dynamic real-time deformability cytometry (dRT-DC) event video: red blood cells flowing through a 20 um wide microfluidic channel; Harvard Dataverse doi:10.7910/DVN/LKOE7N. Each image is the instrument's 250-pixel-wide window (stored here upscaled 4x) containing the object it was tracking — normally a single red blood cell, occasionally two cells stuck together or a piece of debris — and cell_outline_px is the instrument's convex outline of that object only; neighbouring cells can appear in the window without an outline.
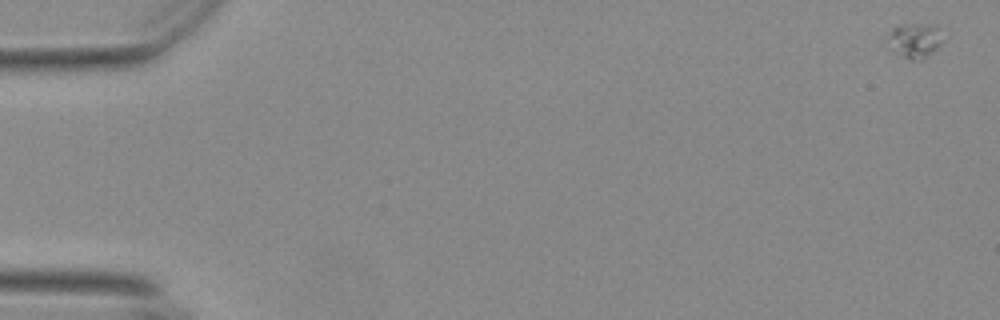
{"species": "Egyptian fruit bat (a non-hibernating species)", "species_latin": "Rousettus aegyptiacus", "temperature_condition": "warm", "stored_images_in_passage": 9, "camera_frame_rate_fps": 3000, "um_per_image_px": 0.085, "animal": {"sex": "female"}, "frame": {"image": 1, "passage_image": 1, "time_ms": 0.0, "image_size_px": [1000, 320], "cell_outline_px": [[944, 40], [924, 60], [912, 60], [892, 52], [888, 48], [888, 36], [892, 28], [900, 24], [936, 24]], "centroid_in_image_um": [77.74, 3.44], "position_along_channel_um": 7.3, "area_um2": 11.44}}